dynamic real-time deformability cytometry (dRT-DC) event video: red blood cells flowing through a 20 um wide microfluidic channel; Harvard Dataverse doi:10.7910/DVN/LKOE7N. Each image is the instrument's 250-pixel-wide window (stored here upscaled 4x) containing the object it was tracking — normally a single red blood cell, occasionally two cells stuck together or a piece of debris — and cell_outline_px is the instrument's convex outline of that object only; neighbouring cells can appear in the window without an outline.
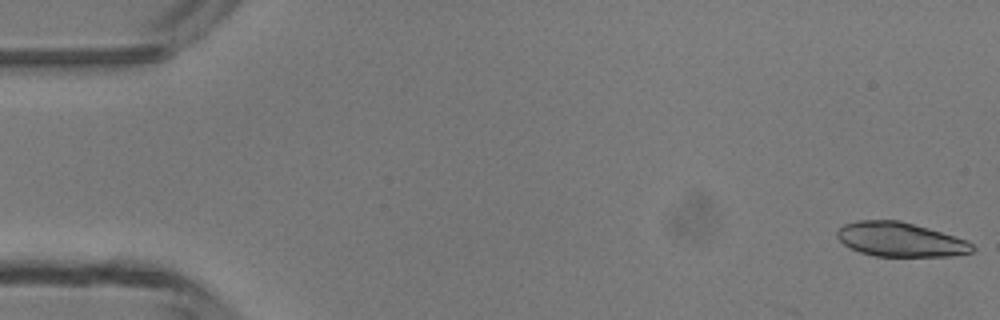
{"species": "common noctule bat (a hibernating species)", "species_latin": "Nyctalus noctula", "temperature_condition": "room temperature", "stored_images_in_passage": 5, "camera_frame_rate_fps": 3000, "um_per_image_px": 0.085, "animal": {"sex": "male", "body_mass_g": 13.3}, "frame": {"image": 1, "passage_image": 1, "time_ms": 0.0, "image_size_px": [1000, 320], "cell_outline_px": [[976, 248], [972, 252], [952, 256], [876, 256], [860, 252], [844, 244], [836, 236], [836, 232], [844, 224], [856, 220], [900, 220], [928, 228], [968, 240]], "centroid_in_image_um": [76.54, 20.35], "position_along_channel_um": 8.5, "area_um2": 26.99}}